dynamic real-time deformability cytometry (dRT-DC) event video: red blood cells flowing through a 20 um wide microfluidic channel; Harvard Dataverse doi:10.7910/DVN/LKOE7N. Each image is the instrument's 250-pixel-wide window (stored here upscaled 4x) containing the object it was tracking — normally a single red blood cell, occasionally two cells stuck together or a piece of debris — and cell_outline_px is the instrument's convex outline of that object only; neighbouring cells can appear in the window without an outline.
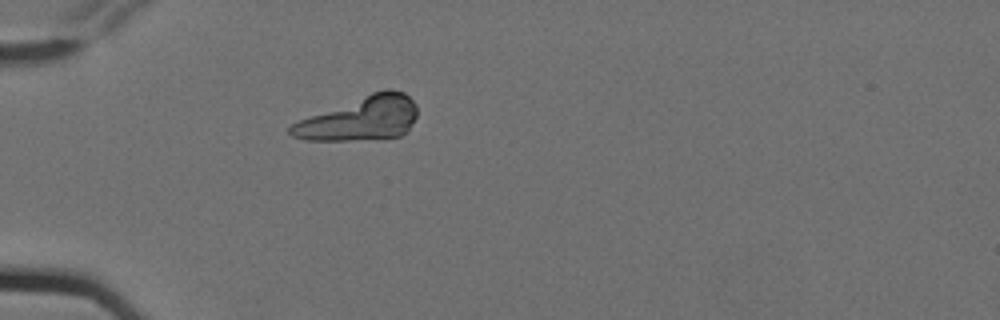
{"species": "Egyptian fruit bat (a non-hibernating species)", "species_latin": "Rousettus aegyptiacus", "temperature_condition": "cold", "stored_images_in_passage": 1, "camera_frame_rate_fps": 3000, "um_per_image_px": 0.085, "animal": {"sex": "female"}, "frame": {"image": 1, "passage_image": 1, "time_ms": 0.0, "image_size_px": [1000, 320], "cell_outline_px": [[416, 116], [408, 128], [400, 136], [384, 140], [308, 140], [292, 136], [288, 132], [288, 128], [292, 124], [300, 120], [372, 92], [384, 88], [392, 88], [404, 92], [416, 104]], "centroid_in_image_um": [30.65, 10.09], "position_along_channel_um": 54.3, "area_um2": 32.31}}